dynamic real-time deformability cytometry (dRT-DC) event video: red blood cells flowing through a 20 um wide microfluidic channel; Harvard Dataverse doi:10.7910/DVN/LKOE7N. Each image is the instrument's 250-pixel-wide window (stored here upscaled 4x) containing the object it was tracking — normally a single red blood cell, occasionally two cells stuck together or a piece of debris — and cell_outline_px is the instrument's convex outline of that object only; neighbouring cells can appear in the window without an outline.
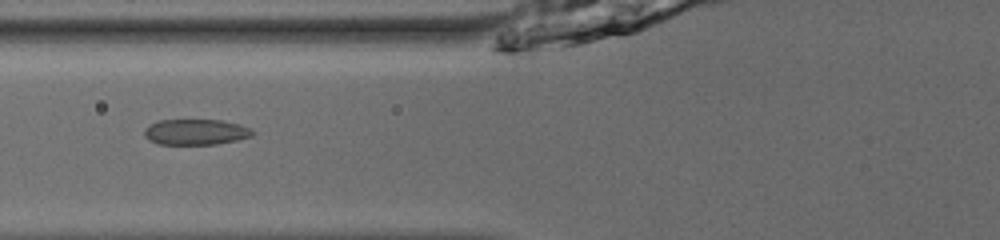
{"species": "common noctule bat (a hibernating species)", "species_latin": "Nyctalus noctula", "temperature_condition": "room temperature", "stored_images_in_passage": 53, "camera_frame_rate_fps": 3000, "um_per_image_px": 0.085, "animal": {"sex": "male", "body_mass_g": 13.0, "forearm_length_mm": 53.1}, "frame": {"image": 1, "passage_image": 23, "time_ms": 7.333, "image_size_px": [1000, 240], "cell_outline_px": [[256, 132], [252, 136], [236, 140], [216, 144], [160, 144], [148, 140], [144, 136], [144, 128], [148, 124], [160, 120], [220, 120], [240, 124]], "centroid_in_image_um": [16.61, 11.21], "position_along_channel_um": 109.2, "area_um2": 16.24}}
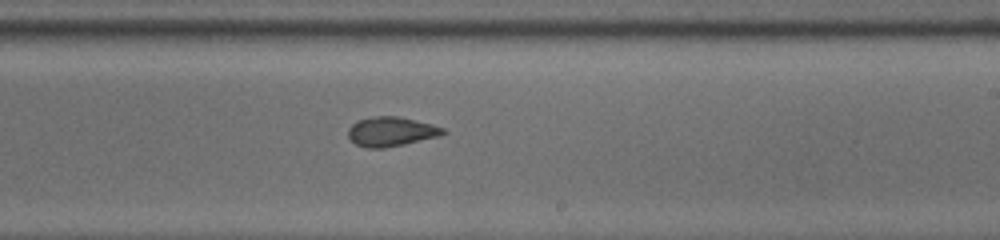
{"frame": {"image": 2, "passage_image": 34, "time_ms": 11.0, "image_size_px": [1000, 240], "cell_outline_px": [[448, 132], [440, 136], [404, 144], [384, 148], [368, 148], [356, 144], [348, 136], [348, 128], [356, 120], [376, 116], [396, 116], [432, 124], [444, 128]], "centroid_in_image_um": [33.25, 11.18], "position_along_channel_um": 255.7, "area_um2": 16.24}}
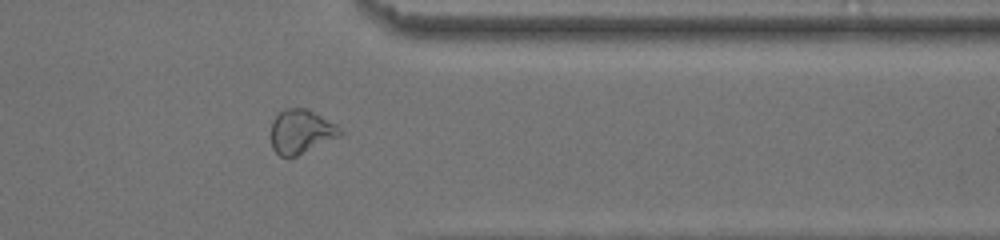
{"frame": {"image": 3, "passage_image": 44, "time_ms": 14.333, "image_size_px": [1000, 240], "cell_outline_px": [[344, 132], [340, 136], [288, 160], [280, 156], [272, 148], [272, 120], [284, 108], [304, 108], [336, 124]], "centroid_in_image_um": [25.57, 11.22], "position_along_channel_um": 385.8, "area_um2": 17.69}, "authors_computed_cell_mechanics": {"area_um2": 17.6868, "velocity_mm_per_s": 3.9873, "shape_relaxation_time_tau1_ms": 2.8562, "shape_relaxation_time_tau2_ms": 1.6844, "deformation_change_tau1": 0.1106, "deformation_change_tau2": 0.0415}}